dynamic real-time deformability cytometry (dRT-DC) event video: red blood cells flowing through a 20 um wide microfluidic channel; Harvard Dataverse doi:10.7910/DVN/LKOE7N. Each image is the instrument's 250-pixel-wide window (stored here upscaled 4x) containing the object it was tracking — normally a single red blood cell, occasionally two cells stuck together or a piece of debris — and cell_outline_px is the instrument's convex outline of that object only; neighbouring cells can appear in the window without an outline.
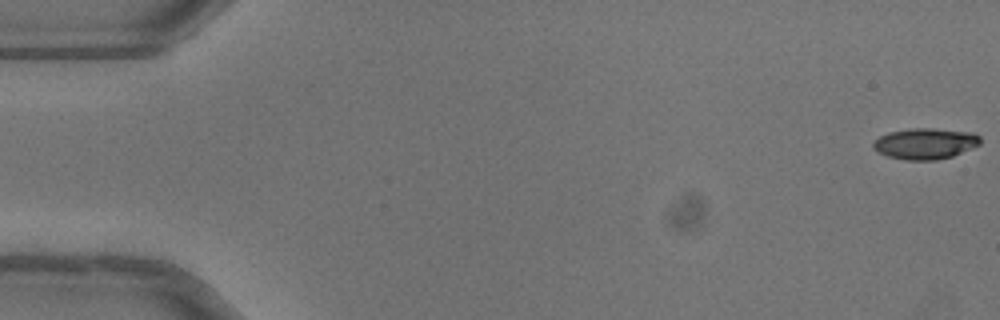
{"species": "common noctule bat (a hibernating species)", "species_latin": "Nyctalus noctula", "temperature_condition": "warm", "stored_images_in_passage": 52, "camera_frame_rate_fps": 3000, "um_per_image_px": 0.085, "animal": {"sex": "female"}, "frame": {"image": 1, "passage_image": 1, "time_ms": 0.0, "image_size_px": [1000, 320], "cell_outline_px": [[980, 144], [952, 156], [936, 160], [908, 160], [888, 156], [872, 148], [872, 144], [880, 136], [888, 132], [912, 128], [932, 128], [972, 132], [980, 136]], "centroid_in_image_um": [78.64, 12.19], "position_along_channel_um": 6.4, "area_um2": 19.19}}
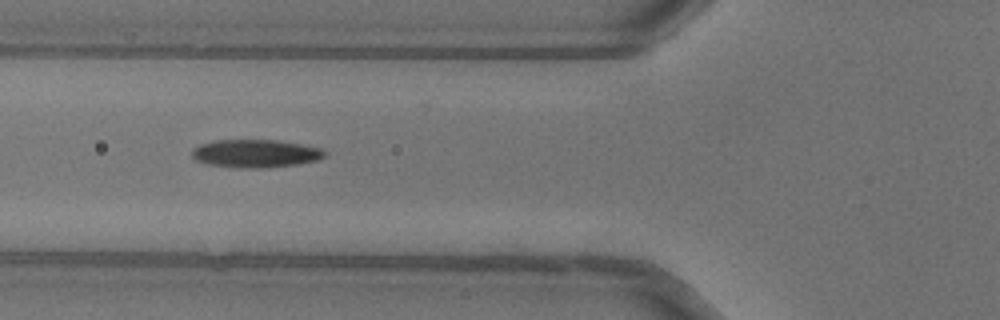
{"frame": {"image": 2, "passage_image": 20, "time_ms": 6.333, "image_size_px": [1000, 320], "cell_outline_px": [[328, 152], [324, 156], [316, 160], [296, 164], [260, 168], [240, 168], [208, 164], [196, 160], [192, 156], [192, 148], [200, 144], [216, 140], [276, 140], [300, 144], [320, 148]], "centroid_in_image_um": [21.69, 13.04], "position_along_channel_um": 104.1, "area_um2": 21.5}}
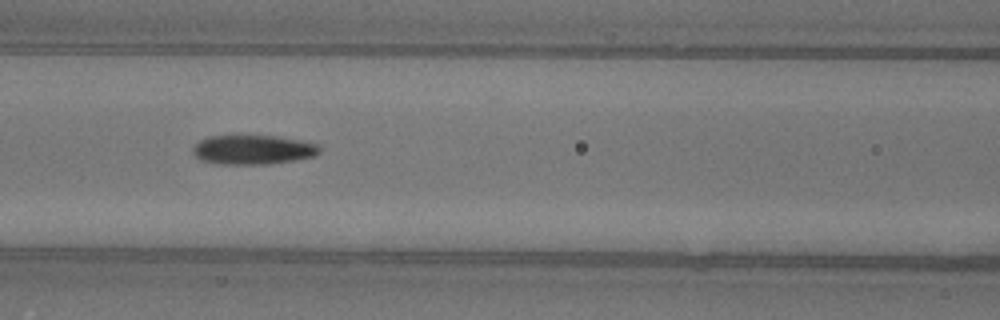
{"frame": {"image": 3, "passage_image": 23, "time_ms": 7.333, "image_size_px": [1000, 320], "cell_outline_px": [[320, 152], [316, 156], [296, 160], [268, 164], [216, 164], [200, 160], [192, 152], [192, 148], [200, 140], [208, 136], [272, 136], [300, 140], [320, 144]], "centroid_in_image_um": [21.52, 12.73], "position_along_channel_um": 145.1, "area_um2": 21.79}, "authors_computed_cell_mechanics": {"area_um2": 20.8658, "velocity_mm_per_s": 4.0508, "shape_relaxation_time_tau1_ms": 7.2619, "shape_relaxation_time_tau2_ms": 4.5633, "deformation_change_tau1": 0.2189, "deformation_change_tau2": 0.1295}}